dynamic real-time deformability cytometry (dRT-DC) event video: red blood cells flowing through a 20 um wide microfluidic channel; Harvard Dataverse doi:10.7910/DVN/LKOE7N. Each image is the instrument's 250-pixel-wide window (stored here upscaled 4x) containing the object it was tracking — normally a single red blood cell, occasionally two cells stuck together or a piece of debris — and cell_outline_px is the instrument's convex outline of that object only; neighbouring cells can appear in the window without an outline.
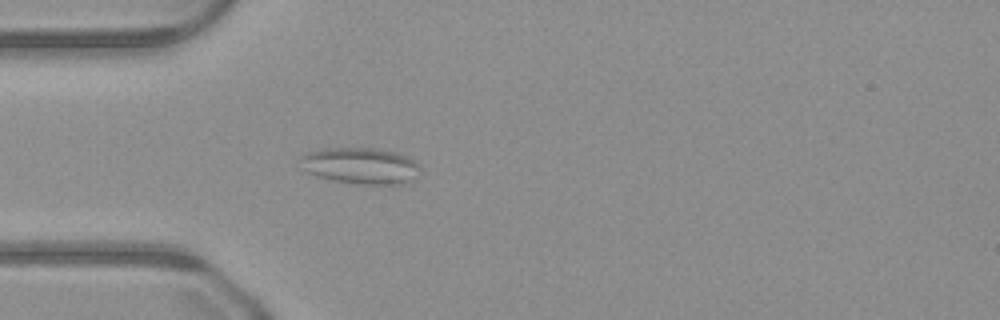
{"species": "common noctule bat (a hibernating species)", "species_latin": "Nyctalus noctula", "temperature_condition": "warm", "stored_images_in_passage": 41, "camera_frame_rate_fps": 3000, "um_per_image_px": 0.085, "animal": {"sex": "male", "body_mass_g": 23.1, "forearm_length_mm": 52.7}, "frame": {"image": 1, "passage_image": 5, "time_ms": 1.333, "image_size_px": [1000, 320], "cell_outline_px": [[420, 172], [412, 180], [392, 188], [356, 184], [332, 180], [316, 176], [308, 172], [304, 168], [300, 156], [304, 152], [324, 148], [376, 148], [396, 152], [420, 164]], "centroid_in_image_um": [30.7, 14.13], "position_along_channel_um": 54.3, "area_um2": 26.13}}
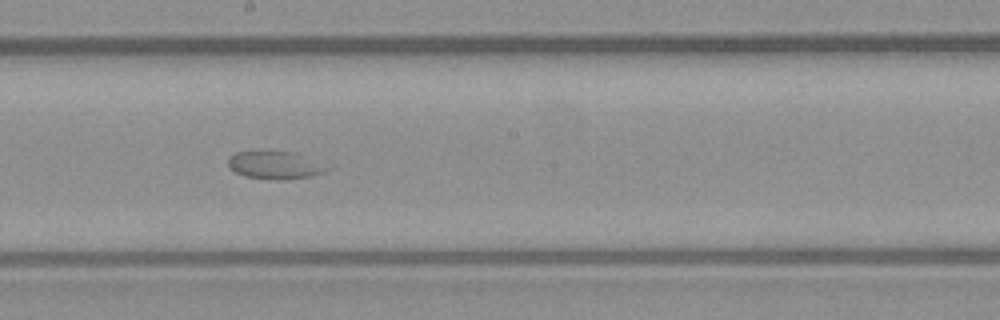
{"frame": {"image": 2, "passage_image": 18, "time_ms": 5.667, "image_size_px": [1000, 320], "cell_outline_px": [[332, 168], [324, 172], [312, 176], [284, 180], [276, 180], [244, 176], [228, 168], [228, 156], [236, 152], [292, 152]], "centroid_in_image_um": [23.33, 14.06], "position_along_channel_um": 224.9, "area_um2": 15.72}}
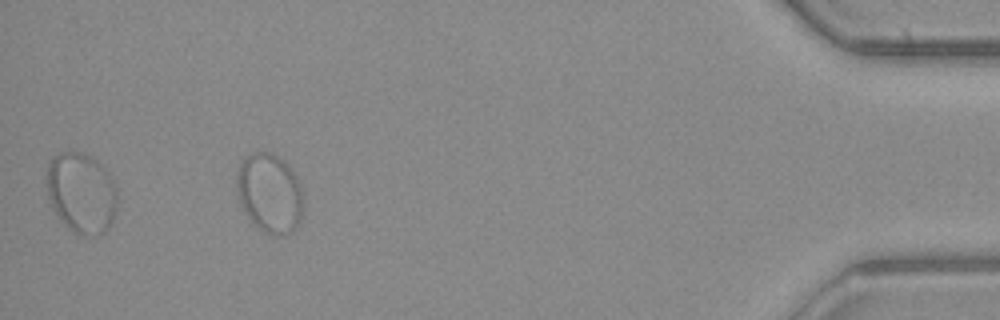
{"frame": {"image": 3, "passage_image": 37, "time_ms": 12.0, "image_size_px": [1000, 320], "cell_outline_px": [[304, 204], [300, 224], [292, 232], [284, 236], [272, 236], [256, 228], [248, 216], [240, 200], [236, 188], [236, 176], [240, 164], [252, 152], [268, 152], [284, 160], [288, 164], [296, 176], [304, 192]], "centroid_in_image_um": [22.97, 16.46], "position_along_channel_um": 412.2, "area_um2": 31.27}}